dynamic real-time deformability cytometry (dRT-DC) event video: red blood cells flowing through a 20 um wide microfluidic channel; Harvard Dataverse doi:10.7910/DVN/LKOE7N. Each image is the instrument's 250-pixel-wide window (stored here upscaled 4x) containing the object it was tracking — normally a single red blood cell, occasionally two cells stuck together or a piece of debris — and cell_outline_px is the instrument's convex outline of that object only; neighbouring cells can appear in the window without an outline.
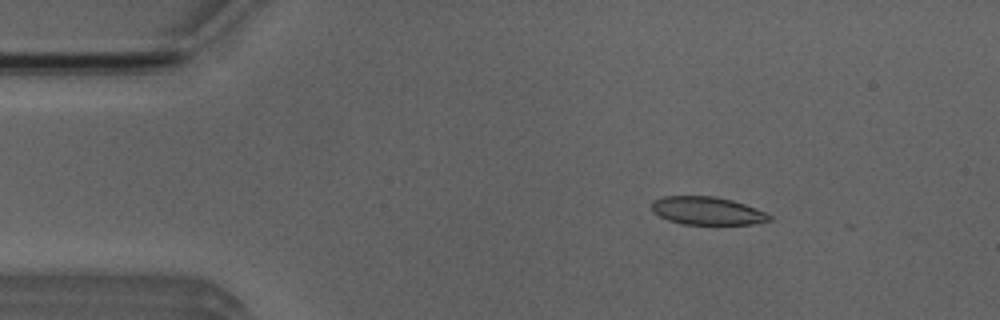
{"species": "Egyptian fruit bat (a non-hibernating species)", "species_latin": "Rousettus aegyptiacus", "temperature_condition": "room temperature", "stored_images_in_passage": 12, "camera_frame_rate_fps": 3000, "um_per_image_px": 0.085, "animal": {"sex": "male"}, "frame": {"image": 1, "passage_image": 7, "time_ms": 2.0, "image_size_px": [1000, 320], "cell_outline_px": [[772, 220], [752, 224], [684, 224], [668, 220], [652, 212], [652, 200], [664, 196], [716, 196], [732, 200], [744, 204], [764, 212], [772, 216]], "centroid_in_image_um": [60.09, 17.91], "position_along_channel_um": 24.9, "area_um2": 19.13}}